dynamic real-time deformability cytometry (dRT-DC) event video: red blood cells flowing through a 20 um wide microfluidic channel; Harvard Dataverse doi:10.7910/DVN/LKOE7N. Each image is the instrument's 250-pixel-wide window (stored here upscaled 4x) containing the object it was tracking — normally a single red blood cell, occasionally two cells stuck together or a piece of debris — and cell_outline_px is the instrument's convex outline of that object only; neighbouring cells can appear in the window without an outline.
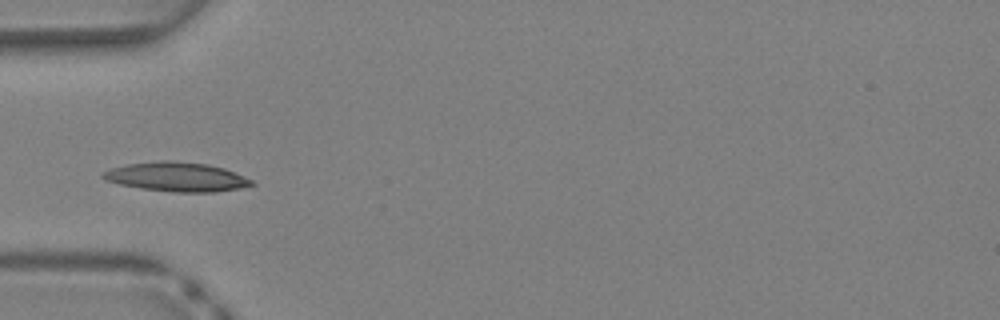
{"species": "Egyptian fruit bat (a non-hibernating species)", "species_latin": "Rousettus aegyptiacus", "temperature_condition": "warm", "stored_images_in_passage": 28, "camera_frame_rate_fps": 3000, "um_per_image_px": 0.085, "animal": {"sex": "female"}, "frame": {"image": 1, "passage_image": 1, "time_ms": 0.0, "image_size_px": [1000, 320], "cell_outline_px": [[256, 184], [240, 188], [216, 192], [172, 192], [140, 188], [120, 184], [104, 180], [100, 176], [100, 172], [112, 168], [128, 164], [164, 160], [168, 160], [208, 164], [224, 168], [252, 180]], "centroid_in_image_um": [14.99, 15.04], "position_along_channel_um": 70.0, "area_um2": 25.32}}
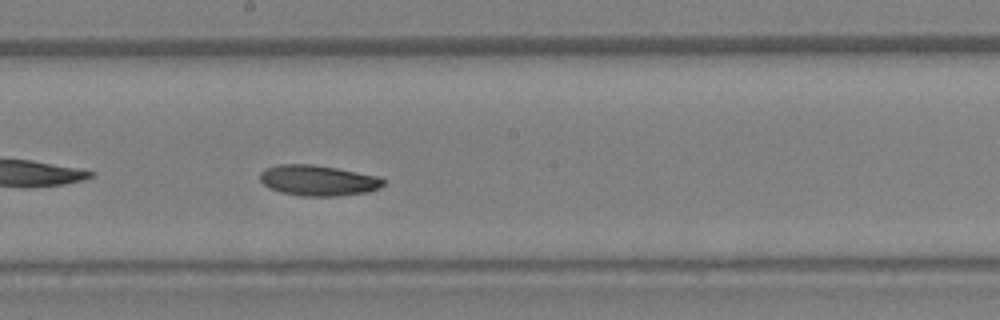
{"frame": {"image": 2, "passage_image": 10, "time_ms": 3.0, "image_size_px": [1000, 320], "cell_outline_px": [[384, 184], [380, 188], [368, 192], [336, 196], [300, 196], [280, 192], [264, 184], [260, 180], [260, 172], [268, 168], [280, 164], [312, 164], [336, 168], [380, 176], [384, 180]], "centroid_in_image_um": [27.07, 15.34], "position_along_channel_um": 221.1, "area_um2": 21.96}}
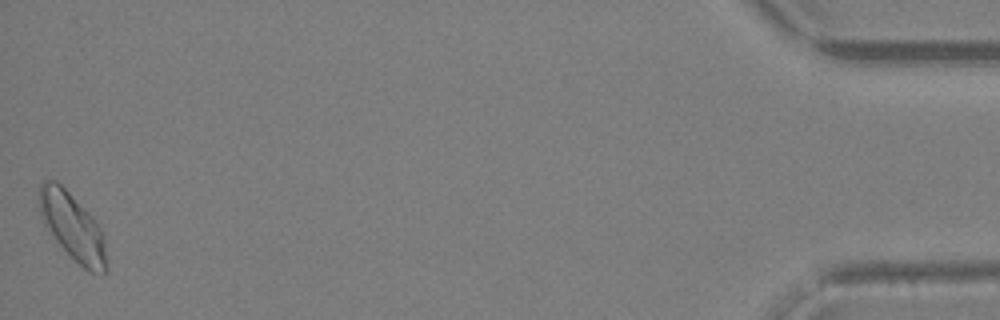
{"frame": {"image": 3, "passage_image": 28, "time_ms": 9.0, "image_size_px": [1000, 320], "cell_outline_px": [[104, 276], [88, 272], [56, 240], [44, 224], [40, 212], [40, 184], [44, 180], [56, 180], [92, 216], [100, 228], [104, 236]], "centroid_in_image_um": [6.16, 19.26], "position_along_channel_um": 429.0, "area_um2": 25.37}}